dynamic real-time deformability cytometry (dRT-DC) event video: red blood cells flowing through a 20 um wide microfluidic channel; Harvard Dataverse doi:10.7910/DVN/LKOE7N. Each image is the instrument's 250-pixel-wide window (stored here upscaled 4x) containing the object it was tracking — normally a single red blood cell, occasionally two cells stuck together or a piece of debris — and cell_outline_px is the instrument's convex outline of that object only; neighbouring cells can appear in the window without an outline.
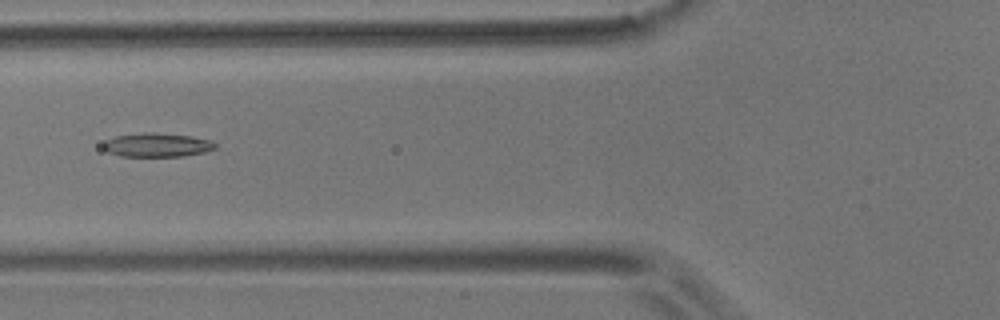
{"species": "common noctule bat (a hibernating species)", "species_latin": "Nyctalus noctula", "temperature_condition": "room temperature", "stored_images_in_passage": 8, "camera_frame_rate_fps": 3000, "um_per_image_px": 0.085, "animal": {"sex": "male", "body_mass_g": 17.9}, "frame": {"image": 1, "passage_image": 6, "time_ms": 1.667, "image_size_px": [1000, 320], "cell_outline_px": [[216, 148], [204, 152], [184, 156], [120, 156], [108, 152], [104, 148], [104, 140], [116, 136], [144, 132], [152, 132], [192, 136], [212, 140], [216, 144]], "centroid_in_image_um": [13.37, 12.31], "position_along_channel_um": 112.4, "area_um2": 15.61}}
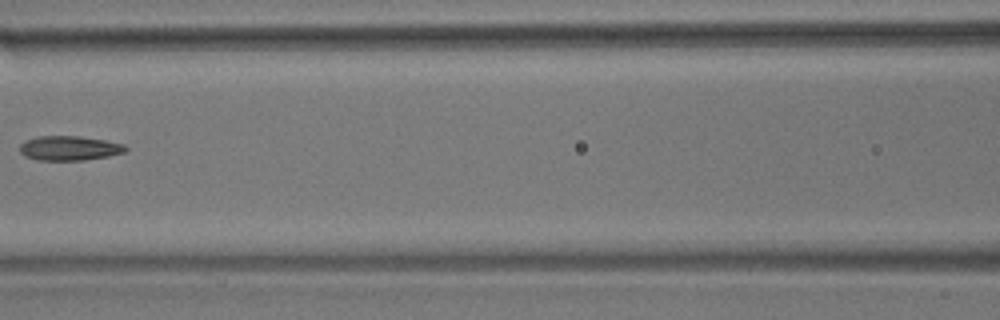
{"frame": {"image": 2, "passage_image": 7, "time_ms": 2.0, "image_size_px": [1000, 320], "cell_outline_px": [[128, 148], [124, 152], [108, 156], [84, 160], [36, 160], [24, 156], [20, 152], [20, 144], [24, 140], [36, 136], [80, 136], [104, 140], [124, 144]], "centroid_in_image_um": [5.85, 12.59], "position_along_channel_um": 160.7, "area_um2": 15.2}}
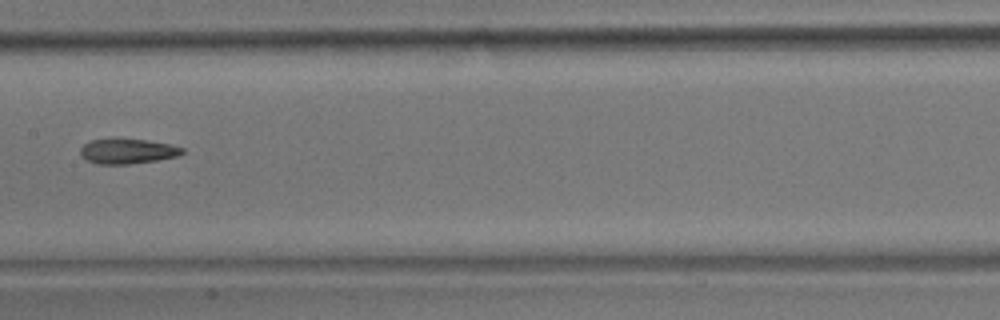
{"frame": {"image": 3, "passage_image": 8, "time_ms": 2.333, "image_size_px": [1000, 320], "cell_outline_px": [[184, 152], [180, 156], [156, 160], [128, 164], [96, 164], [80, 156], [80, 148], [84, 144], [92, 140], [148, 140], [168, 144], [184, 148]], "centroid_in_image_um": [10.85, 12.87], "position_along_channel_um": 196.5, "area_um2": 14.57}}